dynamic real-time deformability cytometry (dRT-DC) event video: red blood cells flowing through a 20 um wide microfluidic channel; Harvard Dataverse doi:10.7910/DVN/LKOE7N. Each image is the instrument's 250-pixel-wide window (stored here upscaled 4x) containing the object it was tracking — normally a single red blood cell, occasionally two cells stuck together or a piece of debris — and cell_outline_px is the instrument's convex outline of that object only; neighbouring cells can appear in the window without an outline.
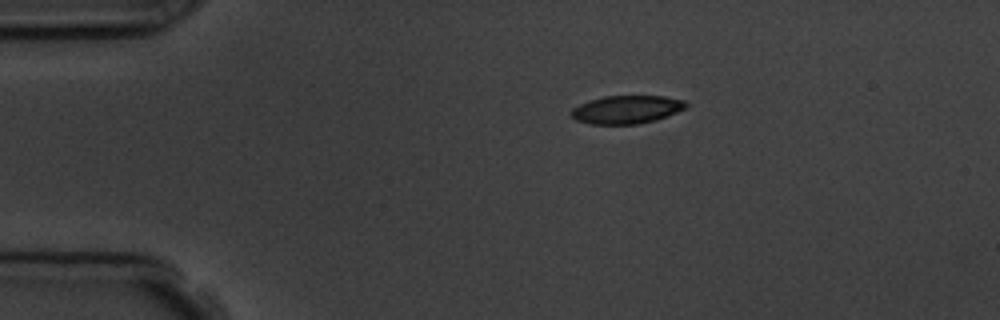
{"species": "common noctule bat (a hibernating species)", "species_latin": "Nyctalus noctula", "temperature_condition": "room temperature", "stored_images_in_passage": 3, "camera_frame_rate_fps": 3000, "um_per_image_px": 0.085, "animal": {"sex": "male", "body_mass_g": 19.5, "forearm_length_mm": 54.6}, "frame": {"image": 1, "passage_image": 1, "time_ms": 0.0, "image_size_px": [1000, 320], "cell_outline_px": [[688, 108], [668, 116], [656, 120], [636, 124], [592, 124], [576, 120], [568, 112], [572, 108], [588, 100], [604, 96], [664, 96], [684, 100], [688, 104]], "centroid_in_image_um": [53.28, 9.31], "position_along_channel_um": 31.7, "area_um2": 19.02}}